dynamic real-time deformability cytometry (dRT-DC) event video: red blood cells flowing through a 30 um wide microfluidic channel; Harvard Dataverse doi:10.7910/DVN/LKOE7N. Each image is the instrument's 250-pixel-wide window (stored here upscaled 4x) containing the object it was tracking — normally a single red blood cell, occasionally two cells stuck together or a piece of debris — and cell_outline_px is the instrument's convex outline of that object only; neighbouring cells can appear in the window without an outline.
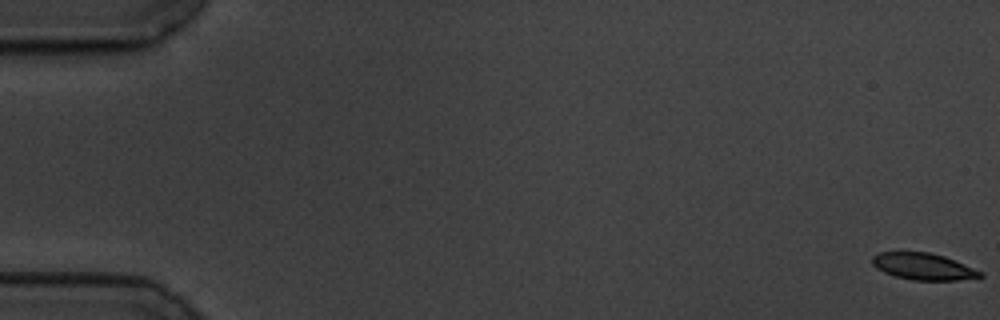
{"species": "common noctule bat (a hibernating species)", "species_latin": "Nyctalus noctula", "temperature_condition": "cold", "stored_images_in_passage": 59, "camera_frame_rate_fps": 3000, "um_per_image_px": 0.085, "animal": {"sex": "male", "body_mass_g": 19.5, "forearm_length_mm": 54.6}, "frame": {"image": 1, "passage_image": 1, "time_ms": 0.0, "image_size_px": [1000, 320], "cell_outline_px": [[984, 276], [956, 280], [912, 280], [896, 276], [884, 272], [876, 268], [872, 264], [872, 256], [880, 252], [928, 252], [944, 256], [984, 272]], "centroid_in_image_um": [78.48, 22.65], "position_along_channel_um": 6.5, "area_um2": 16.7}}
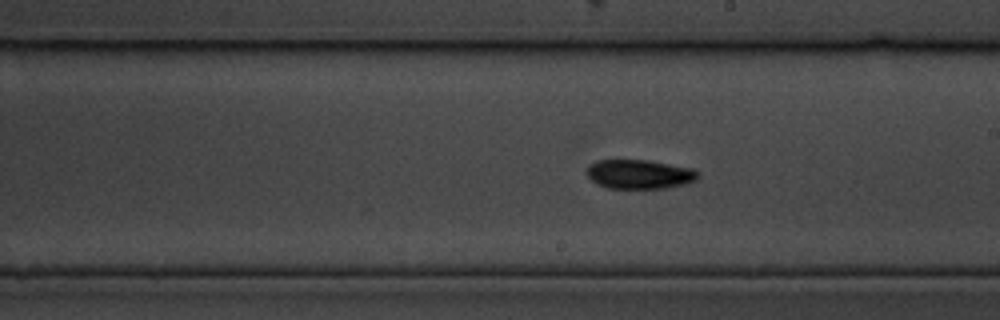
{"frame": {"image": 2, "passage_image": 34, "time_ms": 11.0, "image_size_px": [1000, 320], "cell_outline_px": [[700, 176], [696, 180], [688, 184], [664, 188], [608, 188], [596, 184], [584, 172], [588, 164], [596, 160], [648, 160], [692, 168], [700, 172]], "centroid_in_image_um": [54.35, 14.8], "position_along_channel_um": 234.7, "area_um2": 19.25}}
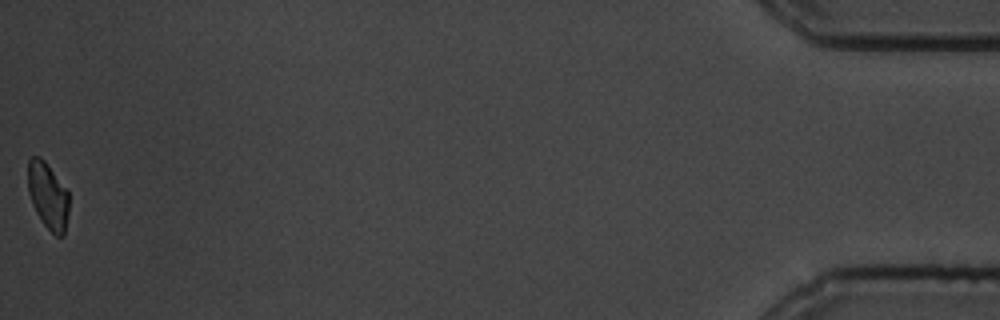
{"frame": {"image": 3, "passage_image": 59, "time_ms": 19.333, "image_size_px": [1000, 320], "cell_outline_px": [[68, 212], [64, 236], [56, 236], [44, 224], [36, 212], [32, 204], [28, 192], [28, 160], [32, 156], [40, 156], [44, 160], [68, 188]], "centroid_in_image_um": [4.08, 16.61], "position_along_channel_um": 431.1, "area_um2": 16.07}, "authors_computed_cell_mechanics": {"area_um2": 18.0914, "velocity_mm_per_s": 3.4654, "shape_relaxation_time_tau1_ms": 6.7867, "shape_relaxation_time_tau2_ms": null, "deformation_change_tau1": 0.1505, "deformation_change_tau2": null}}